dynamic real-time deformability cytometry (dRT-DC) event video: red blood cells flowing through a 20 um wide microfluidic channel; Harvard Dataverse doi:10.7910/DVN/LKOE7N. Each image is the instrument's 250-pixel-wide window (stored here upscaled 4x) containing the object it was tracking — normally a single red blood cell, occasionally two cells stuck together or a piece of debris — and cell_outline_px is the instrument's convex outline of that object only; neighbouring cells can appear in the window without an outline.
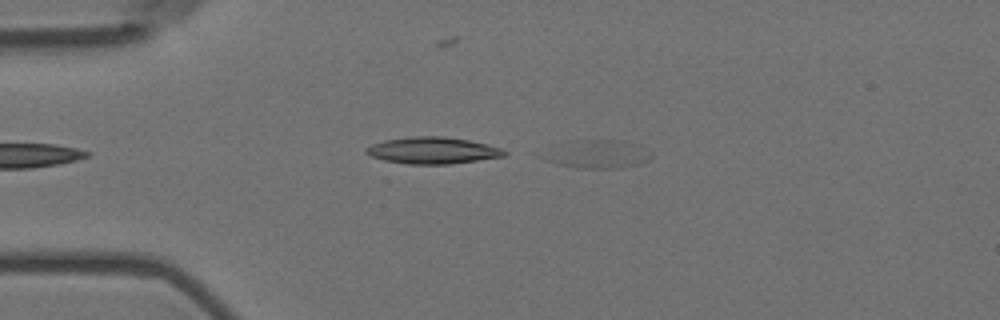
{"species": "Egyptian fruit bat (a non-hibernating species)", "species_latin": "Rousettus aegyptiacus", "temperature_condition": "room temperature", "stored_images_in_passage": 11, "segment_of_instrument_passage": [1, 2], "camera_frame_rate_fps": 3000, "um_per_image_px": 0.085, "animal": {"sex": "female"}, "frame": {"image": 1, "passage_image": 2, "time_ms": 0.333, "image_size_px": [1000, 320], "cell_outline_px": [[652, 156], [648, 160], [640, 164], [616, 168], [576, 168], [556, 164], [544, 160], [540, 156], [552, 144], [564, 140], [624, 140], [640, 144], [652, 152]], "centroid_in_image_um": [50.71, 13.07], "position_along_channel_um": 34.3, "area_um2": 18.61}}
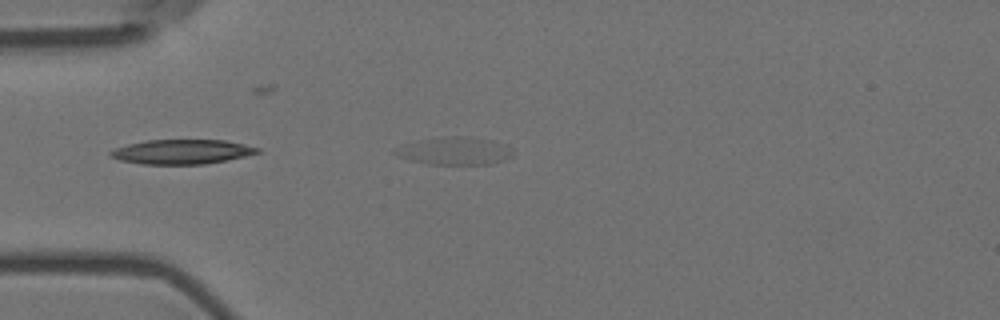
{"frame": {"image": 2, "passage_image": 5, "time_ms": 1.333, "image_size_px": [1000, 320], "cell_outline_px": [[260, 152], [244, 156], [204, 164], [144, 164], [120, 160], [112, 156], [108, 152], [116, 148], [128, 144], [148, 140], [224, 140], [244, 144], [260, 148]], "centroid_in_image_um": [15.46, 12.89], "position_along_channel_um": 69.5, "area_um2": 20.69}}
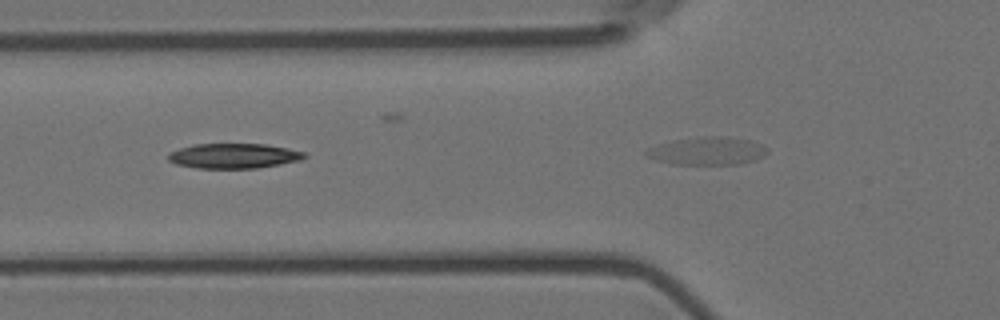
{"frame": {"image": 3, "passage_image": 8, "time_ms": 2.333, "image_size_px": [1000, 320], "cell_outline_px": [[308, 156], [300, 160], [280, 164], [256, 168], [196, 168], [176, 164], [168, 160], [168, 152], [180, 148], [196, 144], [264, 144], [288, 148], [304, 152]], "centroid_in_image_um": [19.86, 13.25], "position_along_channel_um": 105.9, "area_um2": 19.77}}